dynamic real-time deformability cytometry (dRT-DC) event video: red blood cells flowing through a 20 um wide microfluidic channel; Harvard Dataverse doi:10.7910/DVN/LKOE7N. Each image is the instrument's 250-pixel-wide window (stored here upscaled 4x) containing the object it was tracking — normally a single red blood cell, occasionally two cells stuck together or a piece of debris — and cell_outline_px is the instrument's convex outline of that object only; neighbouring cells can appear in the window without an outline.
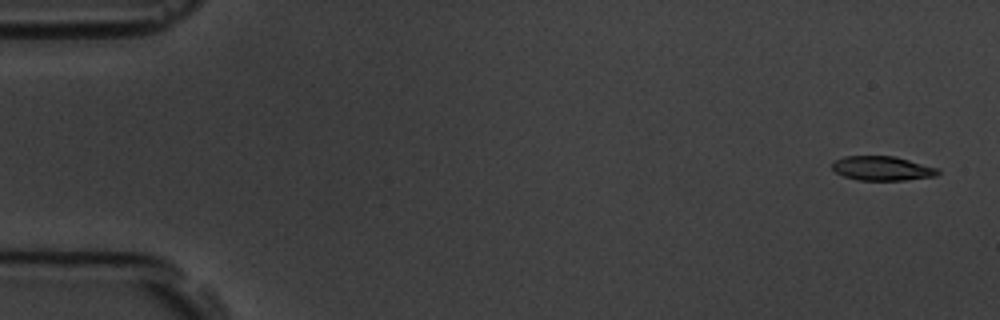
{"species": "common noctule bat (a hibernating species)", "species_latin": "Nyctalus noctula", "temperature_condition": "room temperature", "stored_images_in_passage": 6, "segment_of_instrument_passage": [1, 2], "camera_frame_rate_fps": 3000, "um_per_image_px": 0.085, "animal": {"sex": "male", "body_mass_g": 19.5, "forearm_length_mm": 54.6}, "frame": {"image": 1, "passage_image": 1, "time_ms": 0.0, "image_size_px": [1000, 320], "cell_outline_px": [[940, 172], [936, 176], [904, 180], [860, 180], [844, 176], [836, 172], [832, 168], [832, 164], [836, 160], [844, 156], [896, 156], [940, 168]], "centroid_in_image_um": [75.04, 14.3], "position_along_channel_um": 10.0, "area_um2": 15.03}}